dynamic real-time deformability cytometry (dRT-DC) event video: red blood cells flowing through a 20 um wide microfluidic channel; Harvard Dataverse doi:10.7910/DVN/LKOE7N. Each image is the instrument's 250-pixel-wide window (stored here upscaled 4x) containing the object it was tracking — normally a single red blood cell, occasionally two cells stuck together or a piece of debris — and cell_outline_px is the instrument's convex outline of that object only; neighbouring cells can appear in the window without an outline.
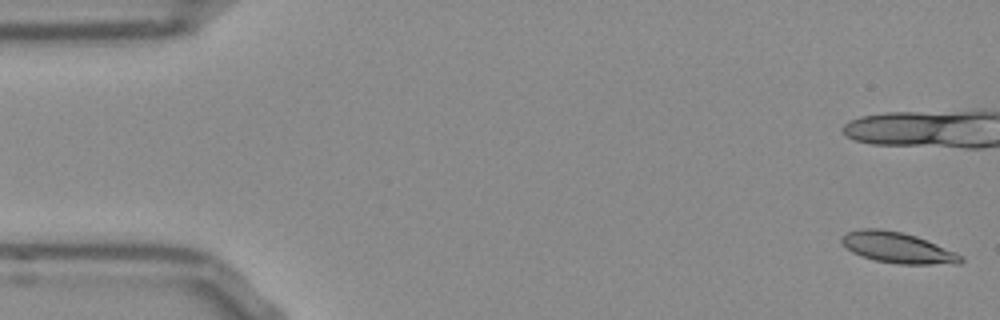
{"species": "Egyptian fruit bat (a non-hibernating species)", "species_latin": "Rousettus aegyptiacus", "temperature_condition": "room temperature", "stored_images_in_passage": 14, "camera_frame_rate_fps": 3000, "um_per_image_px": 0.085, "frame": {"image": 1, "passage_image": 1, "time_ms": 0.0, "image_size_px": [1000, 320], "cell_outline_px": [[964, 260], [960, 264], [896, 264], [876, 260], [860, 256], [852, 252], [840, 240], [840, 236], [844, 232], [860, 228], [880, 228], [900, 232], [916, 236], [956, 252], [964, 256]], "centroid_in_image_um": [76.28, 21.05], "position_along_channel_um": 8.7, "area_um2": 21.56}}